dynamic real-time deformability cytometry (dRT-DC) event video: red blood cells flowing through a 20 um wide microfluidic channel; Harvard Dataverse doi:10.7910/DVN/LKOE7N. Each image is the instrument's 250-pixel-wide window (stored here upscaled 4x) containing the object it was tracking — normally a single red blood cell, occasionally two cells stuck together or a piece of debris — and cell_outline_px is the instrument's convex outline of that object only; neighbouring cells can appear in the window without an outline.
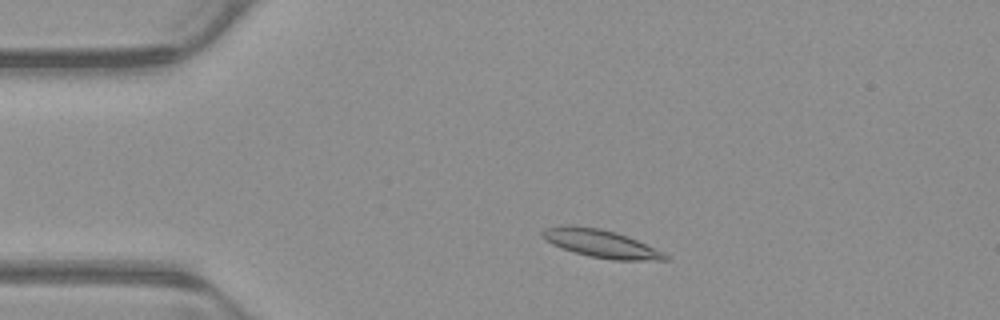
{"species": "common noctule bat (a hibernating species)", "species_latin": "Nyctalus noctula", "temperature_condition": "warm", "stored_images_in_passage": 49, "camera_frame_rate_fps": 3000, "um_per_image_px": 0.085, "animal": {"sex": "male", "body_mass_g": 23.1, "forearm_length_mm": 52.7}, "frame": {"image": 1, "passage_image": 7, "time_ms": 2.0, "image_size_px": [1000, 320], "cell_outline_px": [[672, 256], [668, 260], [612, 260], [588, 256], [552, 244], [540, 232], [544, 228], [560, 224], [600, 228], [616, 232], [628, 236], [664, 252]], "centroid_in_image_um": [51.12, 20.7], "position_along_channel_um": 33.9, "area_um2": 19.94}}
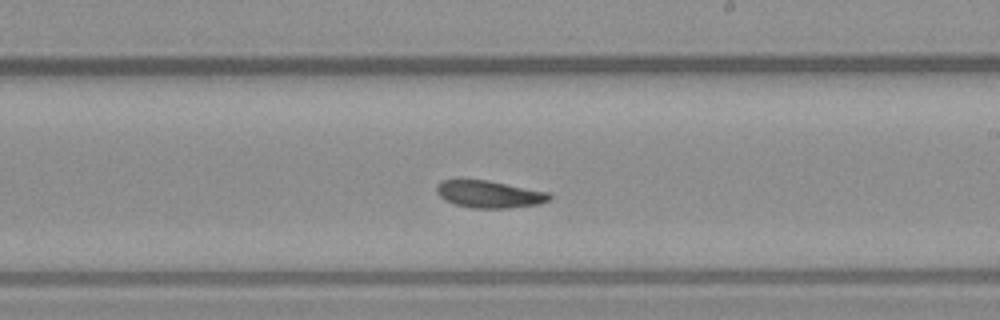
{"frame": {"image": 2, "passage_image": 27, "time_ms": 8.667, "image_size_px": [1000, 320], "cell_outline_px": [[552, 196], [548, 200], [540, 204], [508, 208], [472, 208], [456, 204], [444, 200], [436, 192], [436, 184], [440, 180], [488, 180], [548, 192]], "centroid_in_image_um": [41.56, 16.51], "position_along_channel_um": 247.4, "area_um2": 17.86}}
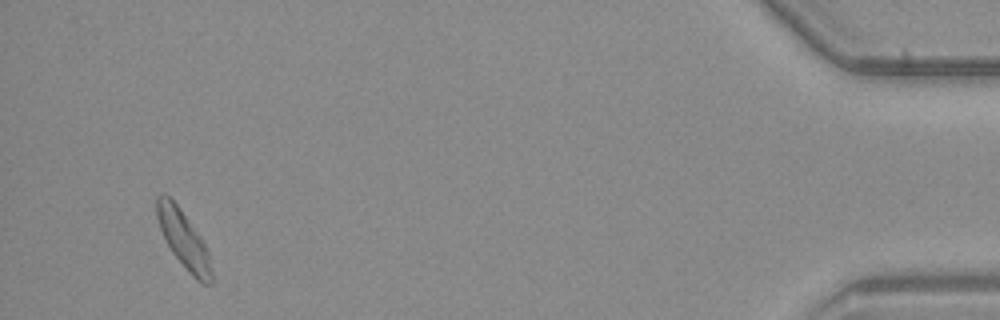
{"frame": {"image": 3, "passage_image": 47, "time_ms": 15.333, "image_size_px": [1000, 320], "cell_outline_px": [[212, 284], [204, 284], [196, 280], [192, 276], [172, 252], [160, 228], [156, 216], [156, 196], [160, 192], [164, 192], [180, 208], [200, 236], [208, 252], [212, 272]], "centroid_in_image_um": [15.59, 20.33], "position_along_channel_um": 419.6, "area_um2": 18.09}, "authors_computed_cell_mechanics": {"area_um2": 18.2648, "velocity_mm_per_s": 3.8295, "shape_relaxation_time_tau1_ms": 5.1957, "shape_relaxation_time_tau2_ms": 3.0845, "deformation_change_tau1": 0.1121, "deformation_change_tau2": 0.0822}}